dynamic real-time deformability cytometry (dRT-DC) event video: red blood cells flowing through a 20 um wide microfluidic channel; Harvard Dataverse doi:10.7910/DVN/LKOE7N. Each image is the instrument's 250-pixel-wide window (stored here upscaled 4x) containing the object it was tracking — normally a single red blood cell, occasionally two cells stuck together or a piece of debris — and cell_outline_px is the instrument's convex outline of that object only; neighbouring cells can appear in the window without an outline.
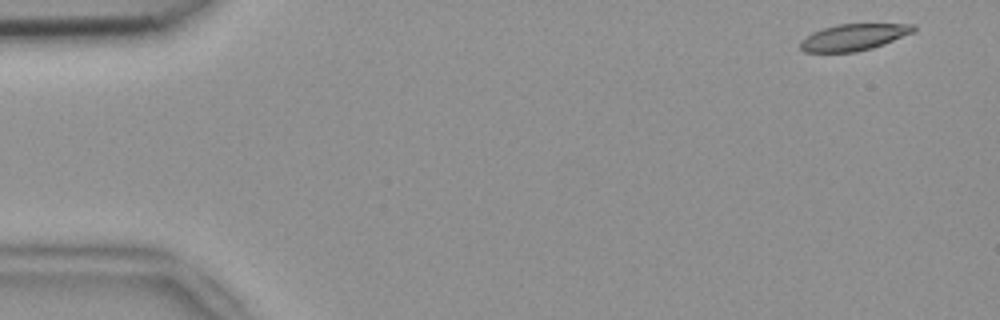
{"species": "common noctule bat (a hibernating species)", "species_latin": "Nyctalus noctula", "temperature_condition": "room temperature", "stored_images_in_passage": 42, "camera_frame_rate_fps": 3000, "um_per_image_px": 0.085, "animal": {"sex": "female", "body_mass_g": 18.4}, "frame": {"image": 1, "passage_image": 1, "time_ms": 0.0, "image_size_px": [1000, 320], "cell_outline_px": [[916, 28], [912, 32], [884, 44], [872, 48], [856, 52], [804, 52], [800, 48], [800, 40], [812, 32], [824, 28], [840, 24], [916, 24]], "centroid_in_image_um": [72.53, 3.17], "position_along_channel_um": 12.5, "area_um2": 17.4}}
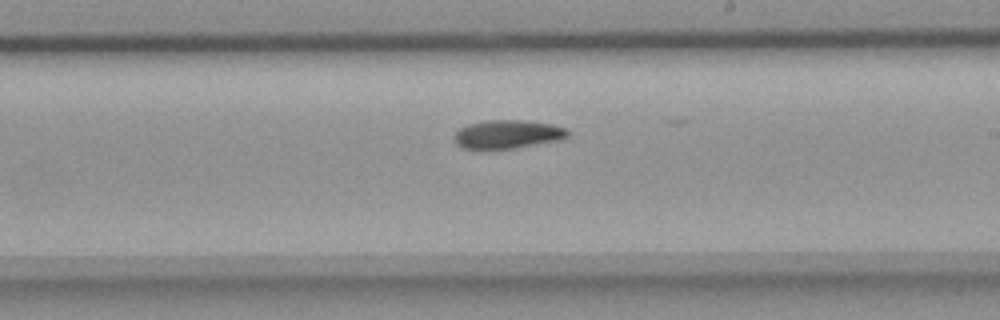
{"frame": {"image": 2, "passage_image": 29, "time_ms": 9.333, "image_size_px": [1000, 320], "cell_outline_px": [[568, 136], [560, 140], [512, 148], [460, 148], [456, 144], [452, 136], [460, 128], [468, 124], [488, 120], [524, 120], [552, 124], [568, 128]], "centroid_in_image_um": [43.14, 11.4], "position_along_channel_um": 245.9, "area_um2": 18.79}}
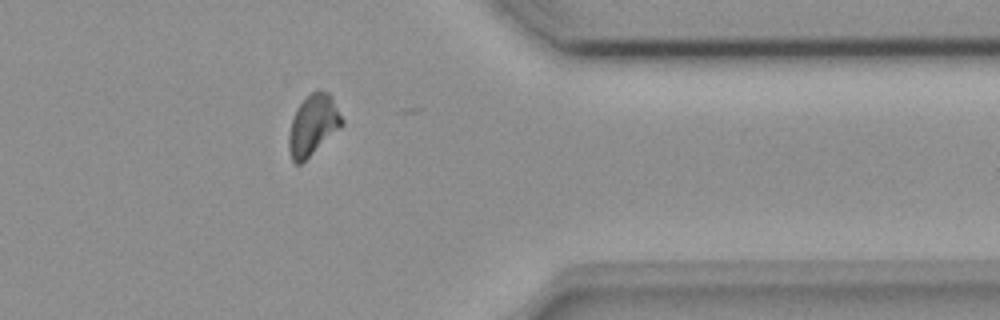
{"frame": {"image": 3, "passage_image": 41, "time_ms": 13.333, "image_size_px": [1000, 320], "cell_outline_px": [[344, 124], [300, 164], [296, 164], [292, 160], [288, 148], [288, 136], [292, 120], [296, 108], [316, 88], [320, 88], [328, 92], [332, 96], [344, 120]], "centroid_in_image_um": [26.62, 10.59], "position_along_channel_um": 384.8, "area_um2": 18.67}}